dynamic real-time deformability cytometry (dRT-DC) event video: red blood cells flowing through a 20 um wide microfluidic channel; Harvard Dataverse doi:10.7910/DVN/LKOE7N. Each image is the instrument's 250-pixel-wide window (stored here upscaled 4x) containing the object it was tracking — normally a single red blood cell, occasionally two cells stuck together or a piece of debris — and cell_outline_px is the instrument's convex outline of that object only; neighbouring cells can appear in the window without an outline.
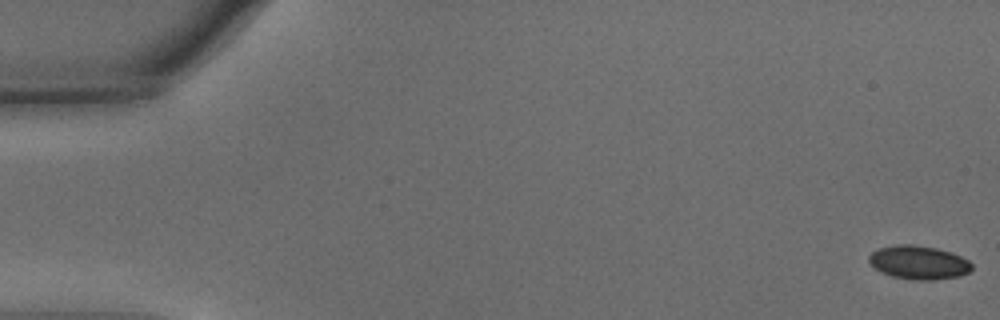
{"species": "common noctule bat (a hibernating species)", "species_latin": "Nyctalus noctula", "temperature_condition": "warm", "stored_images_in_passage": 55, "camera_frame_rate_fps": 3000, "um_per_image_px": 0.085, "animal": {"sex": "male", "body_mass_g": 15.6}, "frame": {"image": 1, "passage_image": 1, "time_ms": 0.0, "image_size_px": [1000, 320], "cell_outline_px": [[972, 268], [968, 272], [960, 276], [932, 280], [916, 280], [892, 276], [880, 272], [868, 260], [868, 256], [876, 248], [896, 244], [912, 244], [936, 248], [952, 252], [968, 260], [972, 264]], "centroid_in_image_um": [78.07, 22.3], "position_along_channel_um": 6.9, "area_um2": 20.23}}
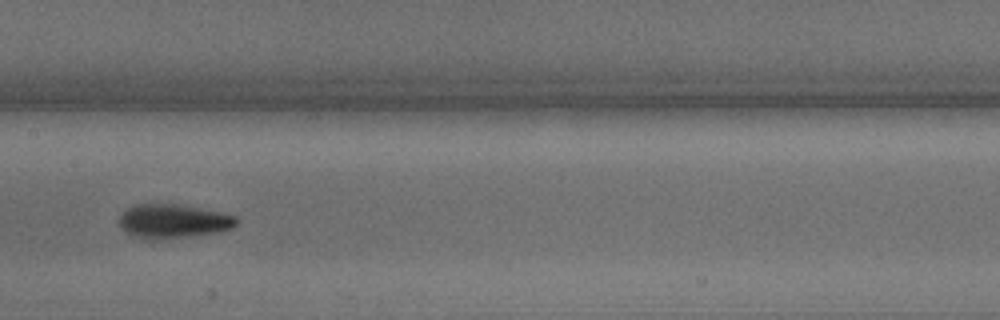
{"frame": {"image": 2, "passage_image": 28, "time_ms": 9.0, "image_size_px": [1000, 320], "cell_outline_px": [[240, 220], [232, 228], [216, 232], [188, 236], [152, 240], [132, 236], [120, 228], [120, 212], [136, 204], [176, 204], [200, 208], [220, 212], [236, 216]], "centroid_in_image_um": [14.69, 18.8], "position_along_channel_um": 192.7, "area_um2": 23.18}}
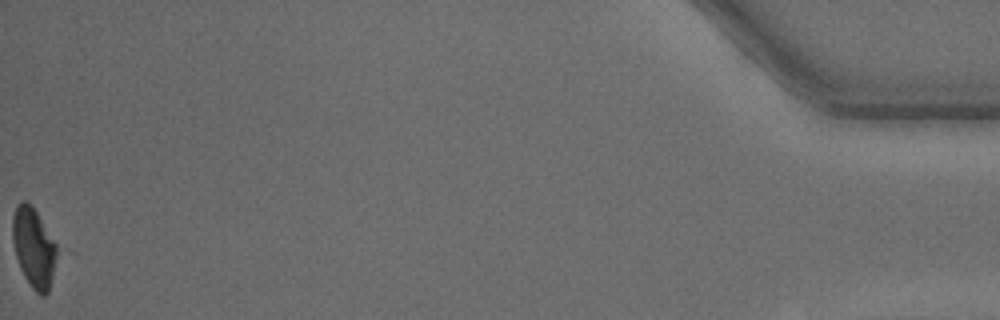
{"frame": {"image": 3, "passage_image": 55, "time_ms": 18.0, "image_size_px": [1000, 320], "cell_outline_px": [[56, 256], [52, 276], [48, 292], [44, 296], [40, 296], [32, 288], [24, 276], [20, 268], [16, 256], [12, 240], [12, 216], [16, 208], [24, 200], [28, 200], [32, 204], [56, 244]], "centroid_in_image_um": [2.84, 21.04], "position_along_channel_um": 432.4, "area_um2": 20.35}, "authors_computed_cell_mechanics": {"area_um2": 22.7732, "velocity_mm_per_s": 3.7304, "shape_relaxation_time_tau1_ms": 2.5328, "shape_relaxation_time_tau2_ms": null, "deformation_change_tau1": 0.1253, "deformation_change_tau2": null}}